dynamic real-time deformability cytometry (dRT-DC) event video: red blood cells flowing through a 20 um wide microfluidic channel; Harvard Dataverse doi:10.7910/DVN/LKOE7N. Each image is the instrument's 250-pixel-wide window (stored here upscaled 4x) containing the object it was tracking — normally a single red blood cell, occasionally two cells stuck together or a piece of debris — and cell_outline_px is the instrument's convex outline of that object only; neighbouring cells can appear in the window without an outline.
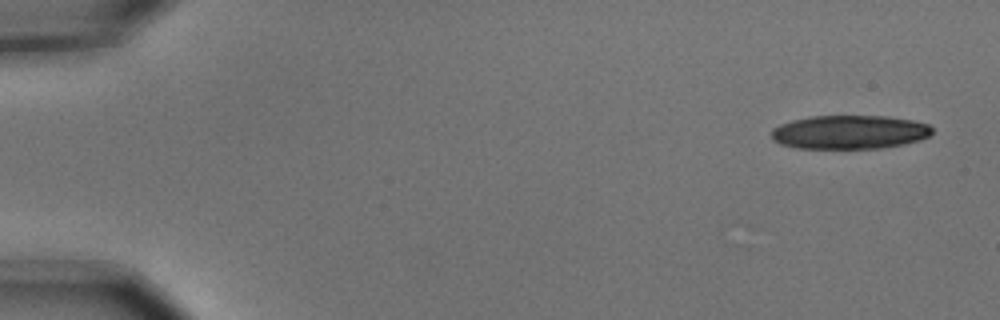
{"species": "common noctule bat (a hibernating species)", "species_latin": "Nyctalus noctula", "temperature_condition": "cold", "stored_images_in_passage": 9, "camera_frame_rate_fps": 3000, "um_per_image_px": 0.085, "animal": {"sex": "male", "body_mass_g": 15.6}, "frame": {"image": 1, "passage_image": 1, "time_ms": 0.0, "image_size_px": [1000, 320], "cell_outline_px": [[932, 132], [928, 136], [920, 140], [904, 144], [880, 148], [796, 148], [780, 144], [772, 140], [772, 128], [780, 124], [792, 120], [812, 116], [888, 116], [912, 120], [928, 124], [932, 128]], "centroid_in_image_um": [72.2, 11.23], "position_along_channel_um": 12.8, "area_um2": 31.67}}